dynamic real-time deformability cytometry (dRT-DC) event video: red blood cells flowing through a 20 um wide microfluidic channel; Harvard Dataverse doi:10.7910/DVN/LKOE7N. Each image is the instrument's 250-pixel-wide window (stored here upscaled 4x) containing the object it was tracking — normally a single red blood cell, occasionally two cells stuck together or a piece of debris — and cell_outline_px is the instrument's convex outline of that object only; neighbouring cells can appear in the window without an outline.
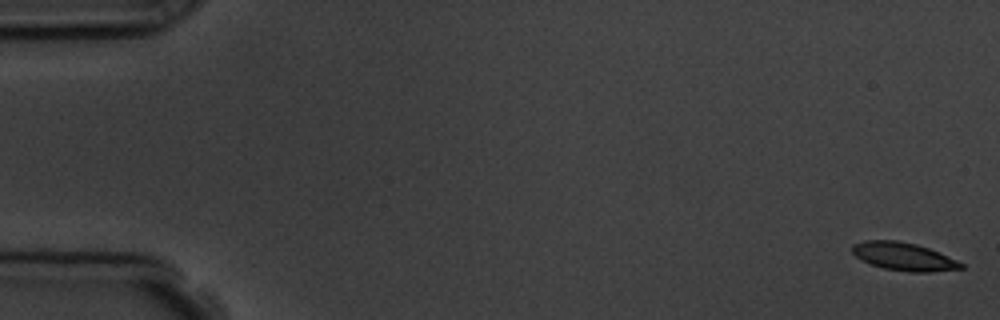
{"species": "common noctule bat (a hibernating species)", "species_latin": "Nyctalus noctula", "temperature_condition": "room temperature", "stored_images_in_passage": 4, "camera_frame_rate_fps": 3000, "um_per_image_px": 0.085, "animal": {"sex": "male", "body_mass_g": 19.5, "forearm_length_mm": 54.6}, "frame": {"image": 1, "passage_image": 1, "time_ms": 0.0, "image_size_px": [1000, 320], "cell_outline_px": [[964, 268], [928, 272], [912, 272], [884, 268], [872, 264], [856, 256], [852, 252], [852, 244], [864, 240], [896, 240], [916, 244], [928, 248], [956, 260], [964, 264]], "centroid_in_image_um": [76.8, 21.79], "position_along_channel_um": 8.2, "area_um2": 17.46}}
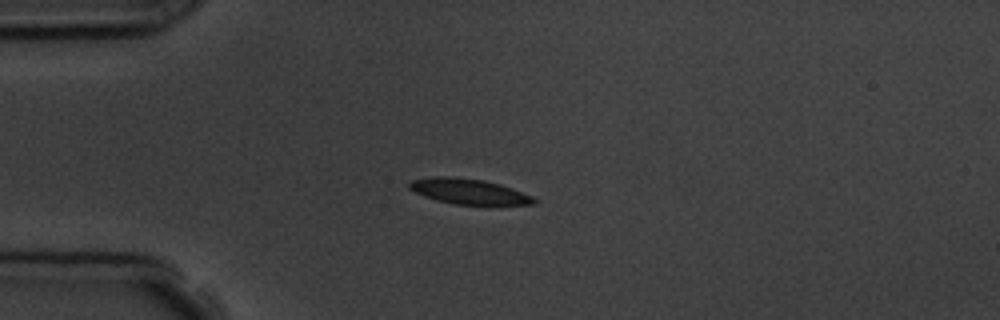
{"frame": {"image": 2, "passage_image": 4, "time_ms": 4.333, "image_size_px": [1000, 320], "cell_outline_px": [[536, 204], [488, 208], [456, 204], [436, 200], [424, 196], [408, 188], [408, 180], [436, 176], [452, 176], [484, 180], [500, 184], [512, 188], [532, 196], [536, 200]], "centroid_in_image_um": [39.92, 16.32], "position_along_channel_um": 45.1, "area_um2": 19.48}}